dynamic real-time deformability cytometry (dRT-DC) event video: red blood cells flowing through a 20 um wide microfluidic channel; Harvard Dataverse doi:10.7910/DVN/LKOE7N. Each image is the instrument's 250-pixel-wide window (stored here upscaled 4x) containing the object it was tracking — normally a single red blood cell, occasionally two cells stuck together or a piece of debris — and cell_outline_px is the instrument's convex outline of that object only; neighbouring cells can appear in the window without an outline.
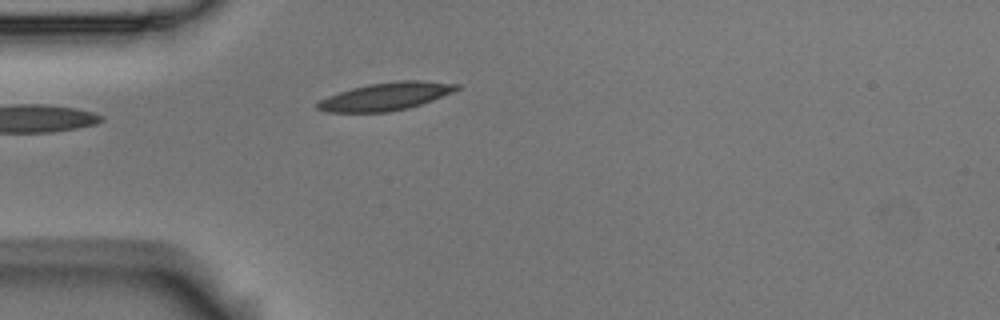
{"species": "Egyptian fruit bat (a non-hibernating species)", "species_latin": "Rousettus aegyptiacus", "temperature_condition": "room temperature", "stored_images_in_passage": 1, "camera_frame_rate_fps": 3000, "um_per_image_px": 0.085, "animal": {"sex": "male"}, "frame": {"image": 1, "passage_image": 1, "time_ms": 0.0, "image_size_px": [1000, 320], "cell_outline_px": [[460, 88], [452, 92], [432, 100], [408, 108], [388, 112], [328, 112], [316, 108], [316, 104], [320, 100], [328, 96], [352, 88], [368, 84], [396, 80], [420, 80], [460, 84]], "centroid_in_image_um": [32.8, 8.19], "position_along_channel_um": 52.2, "area_um2": 22.43}}